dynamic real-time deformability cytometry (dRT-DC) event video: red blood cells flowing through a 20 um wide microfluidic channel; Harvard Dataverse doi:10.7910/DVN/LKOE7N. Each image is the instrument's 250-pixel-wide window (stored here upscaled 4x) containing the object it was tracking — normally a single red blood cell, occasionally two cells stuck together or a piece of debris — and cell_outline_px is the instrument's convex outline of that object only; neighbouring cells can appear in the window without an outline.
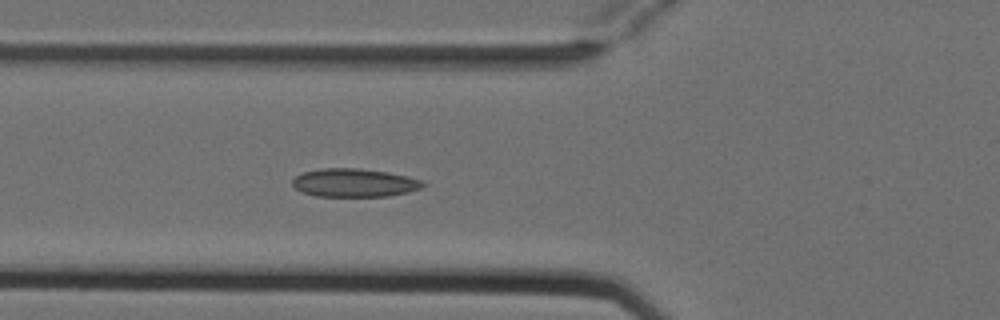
{"species": "Egyptian fruit bat (a non-hibernating species)", "species_latin": "Rousettus aegyptiacus", "temperature_condition": "cold", "stored_images_in_passage": 5, "camera_frame_rate_fps": 3000, "um_per_image_px": 0.085, "animal": {"sex": "female"}, "frame": {"image": 1, "passage_image": 5, "time_ms": 1.333, "image_size_px": [1000, 320], "cell_outline_px": [[428, 184], [420, 188], [408, 192], [388, 196], [316, 196], [300, 192], [292, 184], [292, 180], [296, 176], [304, 172], [320, 168], [360, 168], [388, 172], [408, 176], [424, 180]], "centroid_in_image_um": [30.14, 15.53], "position_along_channel_um": 95.7, "area_um2": 21.73}}